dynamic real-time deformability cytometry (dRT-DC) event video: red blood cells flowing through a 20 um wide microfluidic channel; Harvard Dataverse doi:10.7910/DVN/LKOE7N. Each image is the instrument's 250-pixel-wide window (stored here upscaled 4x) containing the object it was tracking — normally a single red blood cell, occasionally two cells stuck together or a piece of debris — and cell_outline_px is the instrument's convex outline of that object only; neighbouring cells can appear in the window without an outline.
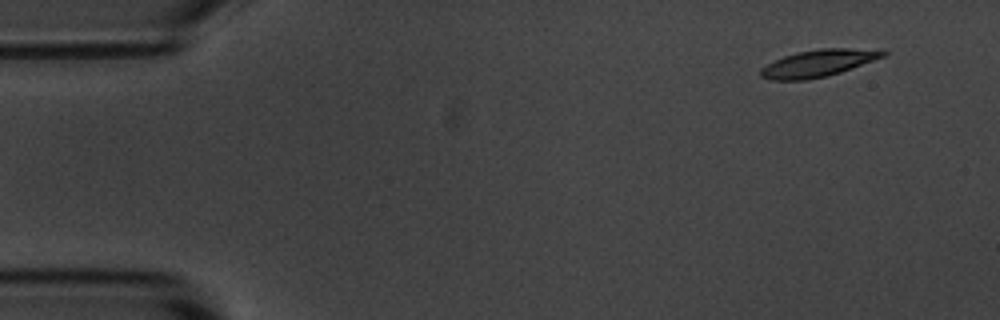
{"species": "common noctule bat (a hibernating species)", "species_latin": "Nyctalus noctula", "temperature_condition": "room temperature", "stored_images_in_passage": 5, "segment_of_instrument_passage": [1, 2], "camera_frame_rate_fps": 3000, "um_per_image_px": 0.085, "animal": {"sex": "male", "body_mass_g": 20.1, "forearm_length_mm": 53.5}, "frame": {"image": 1, "passage_image": 1, "time_ms": 0.0, "image_size_px": [1000, 320], "cell_outline_px": [[888, 52], [884, 56], [840, 72], [828, 76], [804, 80], [772, 80], [760, 76], [760, 68], [784, 56], [796, 52], [820, 48], [848, 48]], "centroid_in_image_um": [69.47, 5.38], "position_along_channel_um": 15.5, "area_um2": 18.84}}
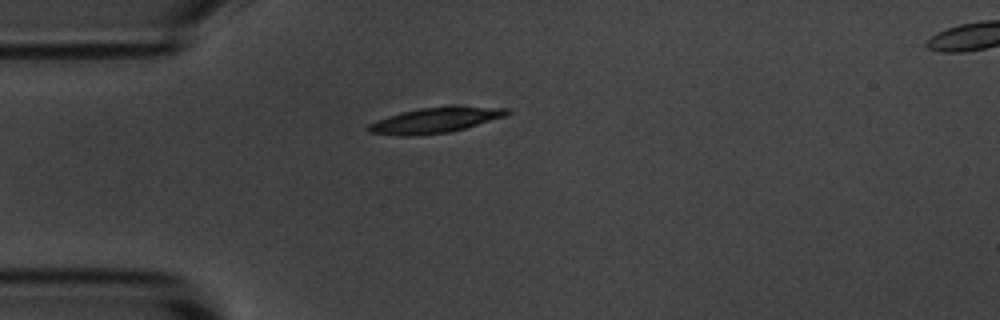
{"frame": {"image": 2, "passage_image": 4, "time_ms": 3.333, "image_size_px": [1000, 320], "cell_outline_px": [[512, 112], [504, 116], [464, 128], [448, 132], [416, 136], [400, 136], [368, 132], [364, 128], [368, 124], [388, 116], [400, 112], [420, 108], [452, 104], [456, 104], [508, 108]], "centroid_in_image_um": [36.99, 10.18], "position_along_channel_um": 48.0, "area_um2": 21.04}}